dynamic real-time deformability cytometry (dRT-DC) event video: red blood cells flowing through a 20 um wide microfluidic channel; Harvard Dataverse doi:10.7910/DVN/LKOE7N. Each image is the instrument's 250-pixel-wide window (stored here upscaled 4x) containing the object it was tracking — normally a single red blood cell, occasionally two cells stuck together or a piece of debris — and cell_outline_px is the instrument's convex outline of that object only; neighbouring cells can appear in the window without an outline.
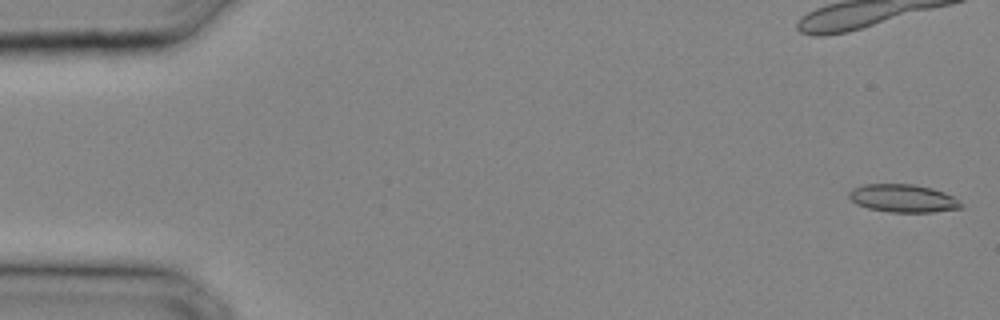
{"species": "common noctule bat (a hibernating species)", "species_latin": "Nyctalus noctula", "temperature_condition": "cold", "stored_images_in_passage": 26, "camera_frame_rate_fps": 3000, "um_per_image_px": 0.085, "animal": {"sex": "male", "body_mass_g": 20.4}, "frame": {"image": 1, "passage_image": 1, "time_ms": 0.0, "image_size_px": [1000, 320], "cell_outline_px": [[964, 208], [932, 212], [888, 212], [868, 208], [856, 204], [848, 196], [848, 192], [852, 188], [864, 184], [912, 184], [932, 188], [944, 192], [952, 196], [964, 204]], "centroid_in_image_um": [76.76, 16.86], "position_along_channel_um": 8.2, "area_um2": 18.38}}